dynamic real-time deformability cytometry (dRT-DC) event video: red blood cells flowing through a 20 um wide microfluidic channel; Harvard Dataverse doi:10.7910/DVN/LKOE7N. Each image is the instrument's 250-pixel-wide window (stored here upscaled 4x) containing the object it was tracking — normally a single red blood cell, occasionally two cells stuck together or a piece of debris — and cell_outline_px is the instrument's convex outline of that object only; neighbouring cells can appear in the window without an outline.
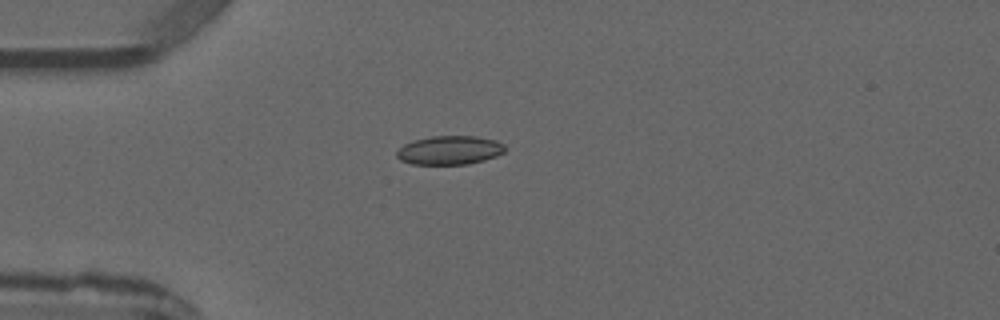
{"species": "common noctule bat (a hibernating species)", "species_latin": "Nyctalus noctula", "temperature_condition": "warm", "stored_images_in_passage": 2, "camera_frame_rate_fps": 3000, "um_per_image_px": 0.085, "animal": {"sex": "male", "forearm_length_mm": 52.5}, "frame": {"image": 1, "passage_image": 1, "time_ms": 0.0, "image_size_px": [1000, 320], "cell_outline_px": [[504, 152], [496, 156], [484, 160], [468, 164], [412, 164], [400, 160], [396, 156], [396, 152], [404, 144], [412, 140], [432, 136], [476, 136], [496, 140], [504, 144]], "centroid_in_image_um": [38.2, 12.76], "position_along_channel_um": 46.8, "area_um2": 18.21}}